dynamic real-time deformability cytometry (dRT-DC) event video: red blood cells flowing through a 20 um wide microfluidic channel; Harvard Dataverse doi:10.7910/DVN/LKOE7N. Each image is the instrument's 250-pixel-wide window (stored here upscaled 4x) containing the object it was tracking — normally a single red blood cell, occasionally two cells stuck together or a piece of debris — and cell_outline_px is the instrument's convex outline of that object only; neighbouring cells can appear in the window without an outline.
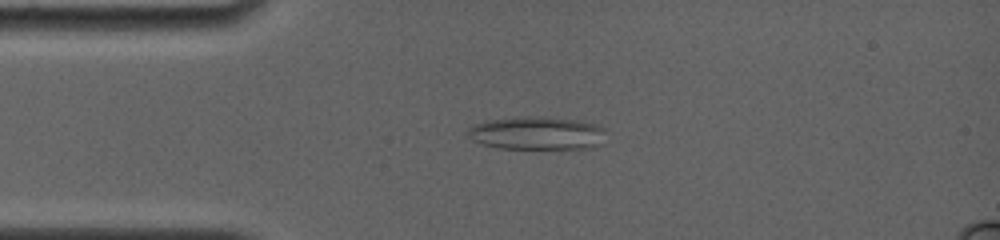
{"species": "common noctule bat (a hibernating species)", "species_latin": "Nyctalus noctula", "temperature_condition": "room temperature", "stored_images_in_passage": 10, "camera_frame_rate_fps": 4000, "um_per_image_px": 0.085, "animal": {"sex": "female", "body_mass_g": 19.0, "forearm_length_mm": 56.7}, "frame": {"image": 1, "passage_image": 4, "time_ms": 3.0, "image_size_px": [1000, 240], "cell_outline_px": [[604, 144], [592, 148], [500, 148], [480, 144], [472, 140], [468, 136], [468, 128], [476, 124], [488, 120], [520, 116], [544, 116], [576, 120], [596, 124], [604, 128]], "centroid_in_image_um": [45.66, 11.31], "position_along_channel_um": 39.3, "area_um2": 26.88}}
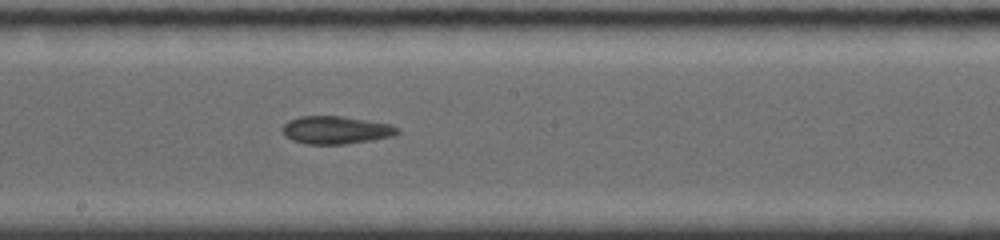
{"frame": {"image": 2, "passage_image": 9, "time_ms": 8.25, "image_size_px": [1000, 240], "cell_outline_px": [[400, 132], [392, 136], [372, 140], [348, 144], [304, 144], [292, 140], [284, 136], [280, 128], [288, 120], [300, 116], [340, 116], [368, 120], [392, 124], [400, 128]], "centroid_in_image_um": [28.54, 11.05], "position_along_channel_um": 219.7, "area_um2": 18.96}}
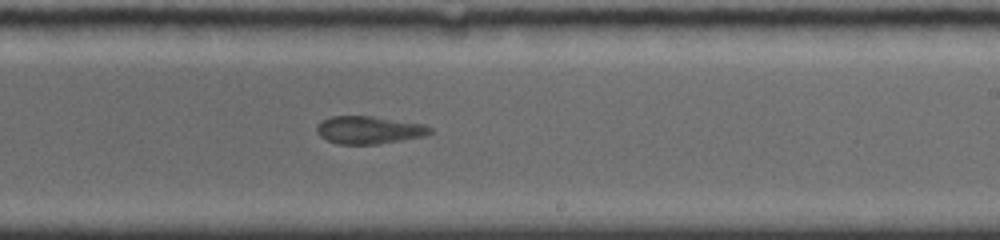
{"frame": {"image": 3, "passage_image": 10, "time_ms": 9.25, "image_size_px": [1000, 240], "cell_outline_px": [[432, 132], [424, 136], [404, 140], [376, 144], [340, 144], [328, 140], [320, 136], [316, 132], [316, 124], [332, 116], [372, 116], [424, 124], [432, 128]], "centroid_in_image_um": [31.37, 11.05], "position_along_channel_um": 257.6, "area_um2": 18.26}}